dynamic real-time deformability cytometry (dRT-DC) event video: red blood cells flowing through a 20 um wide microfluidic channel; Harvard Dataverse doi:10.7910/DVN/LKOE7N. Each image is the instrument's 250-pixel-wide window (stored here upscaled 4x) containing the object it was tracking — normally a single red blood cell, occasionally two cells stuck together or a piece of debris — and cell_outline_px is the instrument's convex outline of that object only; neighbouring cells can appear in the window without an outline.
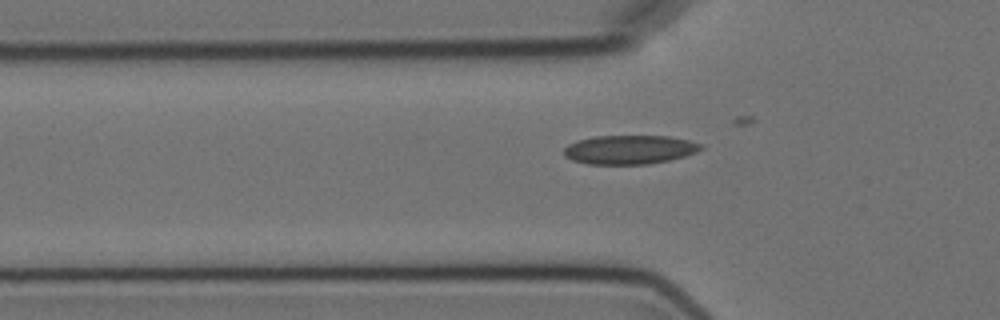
{"species": "Egyptian fruit bat (a non-hibernating species)", "species_latin": "Rousettus aegyptiacus", "temperature_condition": "cold", "stored_images_in_passage": 3, "camera_frame_rate_fps": 3000, "um_per_image_px": 0.085, "animal": {"sex": "female"}, "frame": {"image": 1, "passage_image": 3, "time_ms": 3.333, "image_size_px": [1000, 320], "cell_outline_px": [[704, 148], [696, 152], [684, 156], [668, 160], [648, 164], [588, 164], [572, 160], [564, 156], [564, 148], [568, 144], [576, 140], [596, 136], [668, 136], [688, 140], [704, 144]], "centroid_in_image_um": [53.5, 12.71], "position_along_channel_um": 72.3, "area_um2": 23.18}}